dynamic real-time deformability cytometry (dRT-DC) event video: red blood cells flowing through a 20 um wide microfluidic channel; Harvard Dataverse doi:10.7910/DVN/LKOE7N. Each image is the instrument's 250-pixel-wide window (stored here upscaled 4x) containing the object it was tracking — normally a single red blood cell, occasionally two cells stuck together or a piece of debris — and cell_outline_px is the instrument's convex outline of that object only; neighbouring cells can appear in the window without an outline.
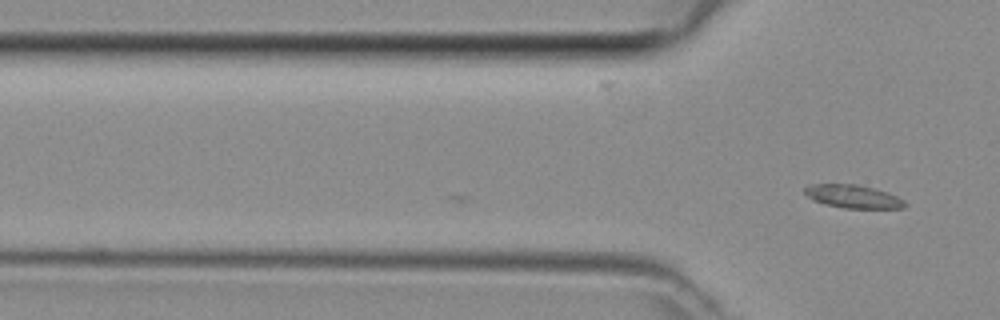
{"species": "common noctule bat (a hibernating species)", "species_latin": "Nyctalus noctula", "temperature_condition": "room temperature", "stored_images_in_passage": 5, "camera_frame_rate_fps": 3000, "um_per_image_px": 0.085, "animal": {"sex": "female", "body_mass_g": 29.2, "forearm_length_mm": 56.3}, "frame": {"image": 1, "passage_image": 5, "time_ms": 1.333, "image_size_px": [1000, 320], "cell_outline_px": [[904, 208], [844, 208], [824, 204], [812, 200], [804, 192], [804, 188], [812, 184], [856, 184], [888, 192], [904, 200]], "centroid_in_image_um": [72.48, 16.7], "position_along_channel_um": 53.3, "area_um2": 13.41}}